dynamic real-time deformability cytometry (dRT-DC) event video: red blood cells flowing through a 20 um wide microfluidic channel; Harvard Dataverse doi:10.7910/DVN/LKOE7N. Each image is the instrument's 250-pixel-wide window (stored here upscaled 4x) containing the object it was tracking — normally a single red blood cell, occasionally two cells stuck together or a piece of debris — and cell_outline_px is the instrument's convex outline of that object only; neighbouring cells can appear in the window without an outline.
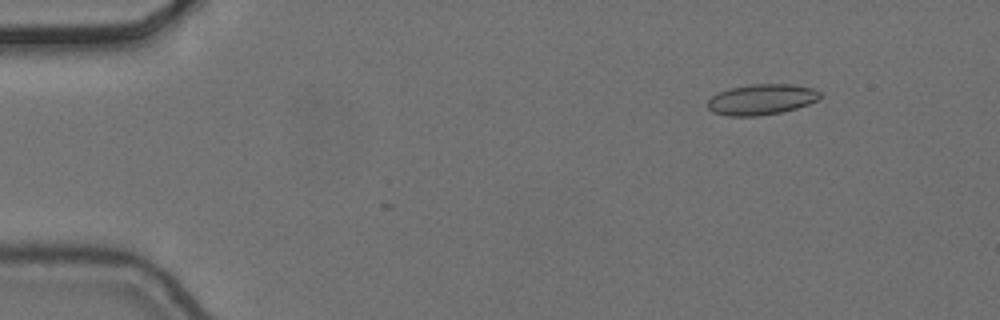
{"species": "common noctule bat (a hibernating species)", "species_latin": "Nyctalus noctula", "temperature_condition": "cold", "stored_images_in_passage": 5, "camera_frame_rate_fps": 3000, "um_per_image_px": 0.085, "animal": {"sex": "female", "body_mass_g": 24.6, "forearm_length_mm": 56.2}, "frame": {"image": 1, "passage_image": 1, "time_ms": 0.0, "image_size_px": [1000, 320], "cell_outline_px": [[824, 96], [820, 100], [796, 108], [780, 112], [760, 116], [728, 116], [712, 112], [708, 108], [708, 100], [712, 96], [728, 88], [752, 84], [792, 84], [812, 88], [820, 92]], "centroid_in_image_um": [64.75, 8.45], "position_along_channel_um": 20.2, "area_um2": 20.23}}
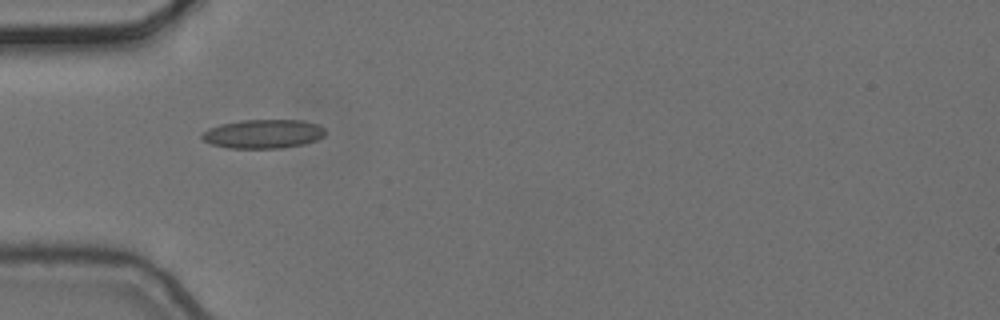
{"frame": {"image": 2, "passage_image": 4, "time_ms": 1.0, "image_size_px": [1000, 320], "cell_outline_px": [[328, 132], [324, 136], [316, 140], [304, 144], [284, 148], [228, 148], [212, 144], [204, 140], [200, 136], [208, 128], [220, 124], [240, 120], [304, 120], [320, 124]], "centroid_in_image_um": [22.42, 11.37], "position_along_channel_um": 62.6, "area_um2": 21.04}}
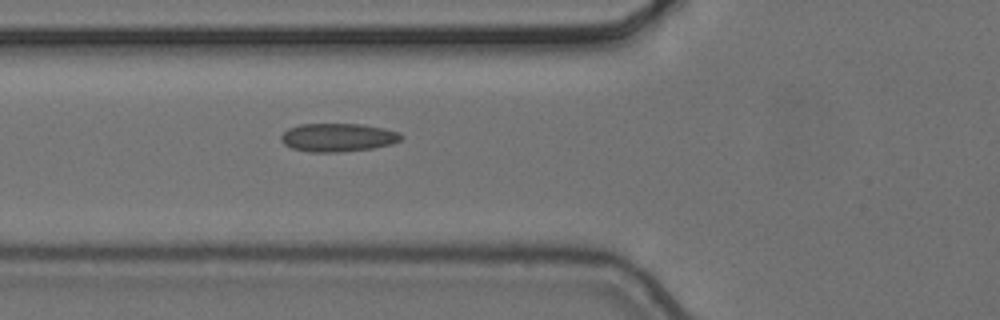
{"frame": {"image": 3, "passage_image": 5, "time_ms": 1.333, "image_size_px": [1000, 320], "cell_outline_px": [[404, 136], [400, 140], [392, 144], [372, 148], [340, 152], [308, 152], [292, 148], [284, 144], [280, 140], [280, 136], [288, 128], [300, 124], [360, 124], [384, 128], [400, 132]], "centroid_in_image_um": [28.72, 11.68], "position_along_channel_um": 97.1, "area_um2": 19.94}}